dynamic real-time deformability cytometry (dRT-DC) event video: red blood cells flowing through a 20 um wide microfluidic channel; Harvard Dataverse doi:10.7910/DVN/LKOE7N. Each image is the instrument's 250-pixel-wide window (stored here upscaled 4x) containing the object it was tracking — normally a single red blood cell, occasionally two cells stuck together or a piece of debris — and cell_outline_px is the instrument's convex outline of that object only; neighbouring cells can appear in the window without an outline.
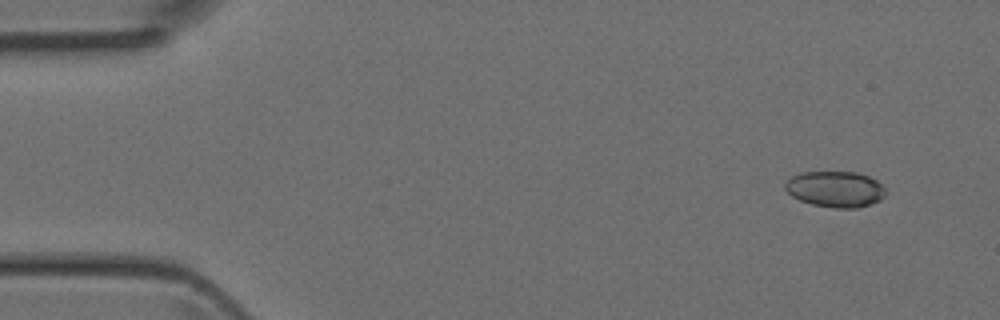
{"species": "Egyptian fruit bat (a non-hibernating species)", "species_latin": "Rousettus aegyptiacus", "temperature_condition": "room temperature", "stored_images_in_passage": 4, "camera_frame_rate_fps": 3000, "um_per_image_px": 0.085, "animal": {"sex": "female"}, "frame": {"image": 1, "passage_image": 1, "time_ms": 0.0, "image_size_px": [1000, 320], "cell_outline_px": [[884, 196], [880, 200], [872, 204], [856, 208], [836, 208], [812, 204], [800, 200], [792, 196], [784, 188], [784, 184], [792, 176], [800, 172], [856, 172], [868, 176], [876, 180], [884, 188]], "centroid_in_image_um": [70.99, 16.08], "position_along_channel_um": 14.0, "area_um2": 20.98}}
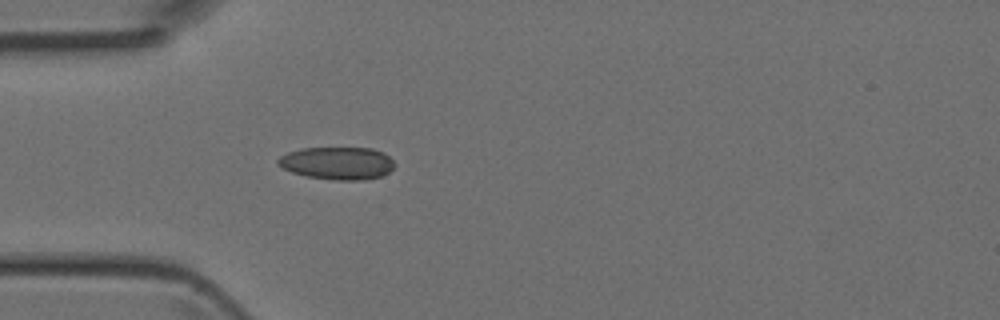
{"frame": {"image": 2, "passage_image": 4, "time_ms": 1.0, "image_size_px": [1000, 320], "cell_outline_px": [[392, 168], [388, 172], [380, 176], [364, 180], [336, 180], [308, 176], [292, 172], [276, 164], [276, 160], [280, 156], [288, 152], [300, 148], [372, 148], [384, 152], [392, 160]], "centroid_in_image_um": [28.65, 13.86], "position_along_channel_um": 56.4, "area_um2": 22.02}}